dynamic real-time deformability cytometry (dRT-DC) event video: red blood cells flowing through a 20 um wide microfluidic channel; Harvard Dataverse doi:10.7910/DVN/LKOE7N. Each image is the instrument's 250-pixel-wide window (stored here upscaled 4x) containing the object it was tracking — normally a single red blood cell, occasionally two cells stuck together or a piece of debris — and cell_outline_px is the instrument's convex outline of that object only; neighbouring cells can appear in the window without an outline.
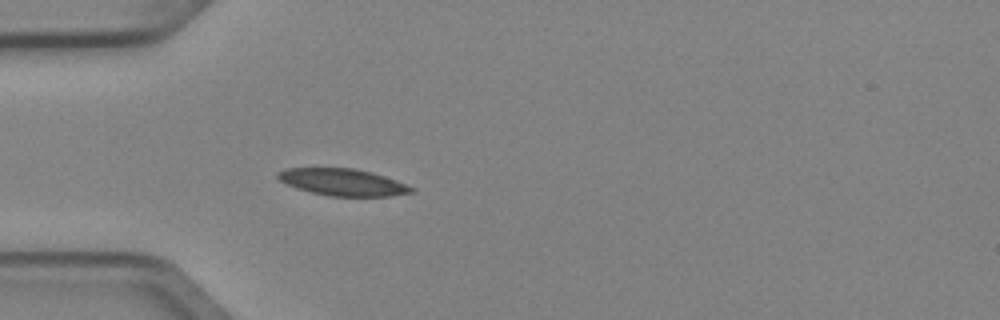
{"species": "Egyptian fruit bat (a non-hibernating species)", "species_latin": "Rousettus aegyptiacus", "temperature_condition": "cold", "stored_images_in_passage": 2, "camera_frame_rate_fps": 3000, "um_per_image_px": 0.085, "animal": {"sex": "female"}, "frame": {"image": 1, "passage_image": 2, "time_ms": 0.333, "image_size_px": [1000, 320], "cell_outline_px": [[416, 192], [392, 196], [328, 196], [296, 188], [280, 180], [276, 176], [276, 172], [284, 168], [352, 168], [372, 172], [396, 180], [416, 188]], "centroid_in_image_um": [29.16, 15.49], "position_along_channel_um": 55.8, "area_um2": 21.04}}